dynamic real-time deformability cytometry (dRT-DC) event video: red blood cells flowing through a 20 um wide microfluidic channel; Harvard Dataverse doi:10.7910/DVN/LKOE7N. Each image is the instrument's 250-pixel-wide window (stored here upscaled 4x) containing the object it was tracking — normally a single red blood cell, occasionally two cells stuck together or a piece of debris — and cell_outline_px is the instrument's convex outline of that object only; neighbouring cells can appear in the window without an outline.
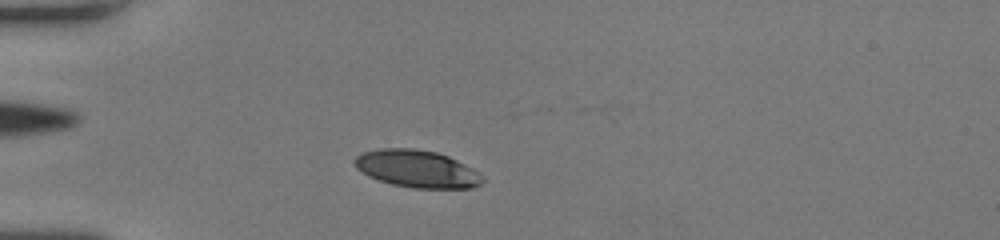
{"species": "human", "species_latin": "Homo sapiens", "temperature_condition": "room temperature", "stored_images_in_passage": 33, "camera_frame_rate_fps": 3000, "um_per_image_px": 0.085, "donor": {"sex": "female"}, "frame": {"image": 1, "passage_image": 6, "time_ms": 1.667, "image_size_px": [1000, 240], "cell_outline_px": [[484, 180], [480, 184], [472, 188], [412, 188], [392, 184], [368, 176], [356, 168], [352, 164], [352, 160], [360, 152], [380, 148], [412, 148], [436, 152], [448, 156], [480, 172], [484, 176]], "centroid_in_image_um": [35.41, 14.34], "position_along_channel_um": 49.6, "area_um2": 28.09}}
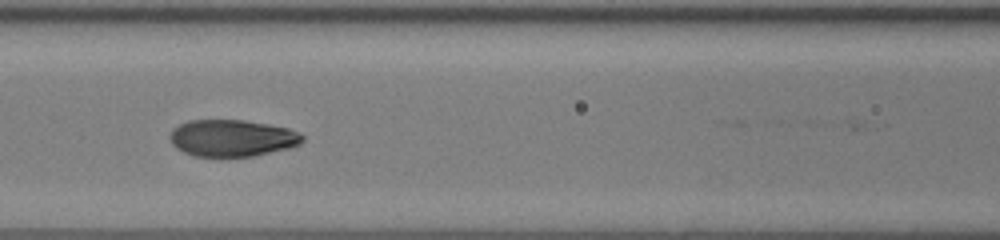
{"frame": {"image": 2, "passage_image": 15, "time_ms": 4.667, "image_size_px": [1000, 240], "cell_outline_px": [[304, 140], [300, 144], [292, 148], [252, 156], [196, 156], [184, 152], [176, 148], [172, 144], [168, 136], [180, 124], [188, 120], [244, 120], [268, 124], [288, 128], [300, 132], [304, 136]], "centroid_in_image_um": [19.77, 11.73], "position_along_channel_um": 146.8, "area_um2": 28.5}}
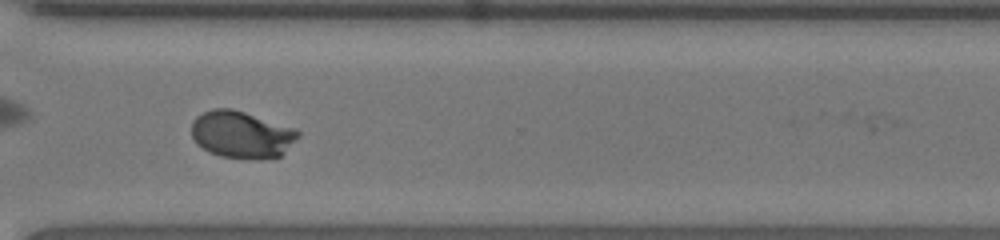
{"frame": {"image": 3, "passage_image": 30, "time_ms": 9.667, "image_size_px": [1000, 240], "cell_outline_px": [[300, 136], [280, 156], [260, 160], [256, 160], [220, 156], [208, 152], [196, 144], [192, 136], [192, 120], [196, 116], [212, 108], [232, 108], [296, 128], [300, 132]], "centroid_in_image_um": [20.53, 11.44], "position_along_channel_um": 350.1, "area_um2": 29.59}}